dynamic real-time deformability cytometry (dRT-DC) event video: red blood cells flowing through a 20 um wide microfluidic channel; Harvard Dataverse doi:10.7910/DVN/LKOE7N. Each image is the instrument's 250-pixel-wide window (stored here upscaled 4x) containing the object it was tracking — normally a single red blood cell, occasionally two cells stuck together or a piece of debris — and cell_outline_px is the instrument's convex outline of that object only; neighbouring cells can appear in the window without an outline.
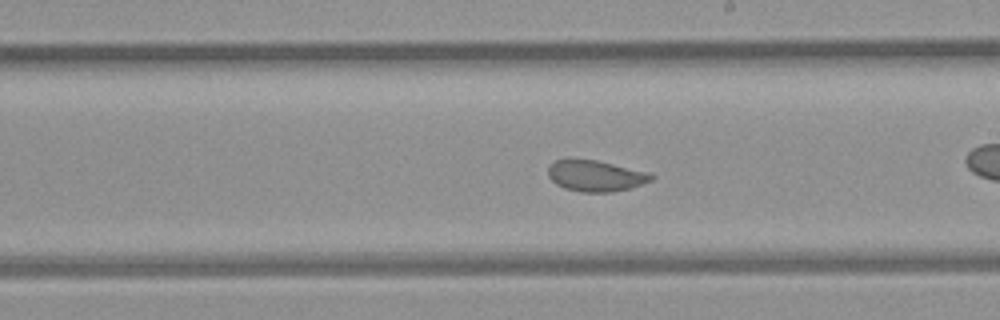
{"species": "common noctule bat (a hibernating species)", "species_latin": "Nyctalus noctula", "temperature_condition": "room temperature", "stored_images_in_passage": 35, "camera_frame_rate_fps": 3000, "um_per_image_px": 0.085, "animal": {"sex": "female", "body_mass_g": 21.9}, "frame": {"image": 1, "passage_image": 11, "time_ms": 3.333, "image_size_px": [1000, 320], "cell_outline_px": [[656, 176], [652, 180], [632, 188], [612, 192], [580, 192], [564, 188], [556, 184], [548, 176], [548, 168], [556, 160], [596, 160], [652, 172]], "centroid_in_image_um": [50.7, 14.96], "position_along_channel_um": 238.3, "area_um2": 18.79}, "authors_computed_cell_mechanics": {"area_um2": 19.0162, "velocity_mm_per_s": 3.8778, "shape_relaxation_time_tau1_ms": 1.6063, "shape_relaxation_time_tau2_ms": null, "deformation_change_tau1": 0.1281, "deformation_change_tau2": null}}